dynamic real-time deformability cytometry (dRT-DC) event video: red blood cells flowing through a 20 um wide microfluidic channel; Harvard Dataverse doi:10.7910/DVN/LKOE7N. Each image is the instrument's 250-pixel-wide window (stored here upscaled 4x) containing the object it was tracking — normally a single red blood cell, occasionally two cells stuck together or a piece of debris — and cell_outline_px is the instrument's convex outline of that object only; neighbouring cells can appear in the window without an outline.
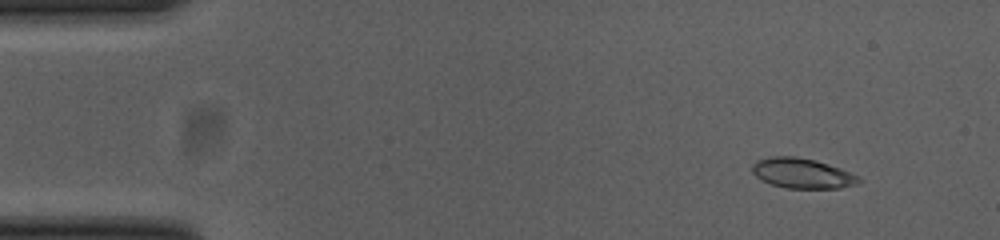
{"species": "common noctule bat (a hibernating species)", "species_latin": "Nyctalus noctula", "temperature_condition": "cold", "stored_images_in_passage": 51, "camera_frame_rate_fps": 3000, "um_per_image_px": 0.085, "animal": {"sex": "female", "body_mass_g": 23.0, "forearm_length_mm": 53.4}, "frame": {"image": 1, "passage_image": 1, "time_ms": 0.0, "image_size_px": [1000, 240], "cell_outline_px": [[864, 180], [856, 184], [840, 188], [784, 188], [772, 184], [756, 176], [752, 172], [752, 164], [756, 160], [768, 156], [796, 156], [816, 160], [840, 168], [860, 176]], "centroid_in_image_um": [68.21, 14.72], "position_along_channel_um": 16.8, "area_um2": 18.84}}
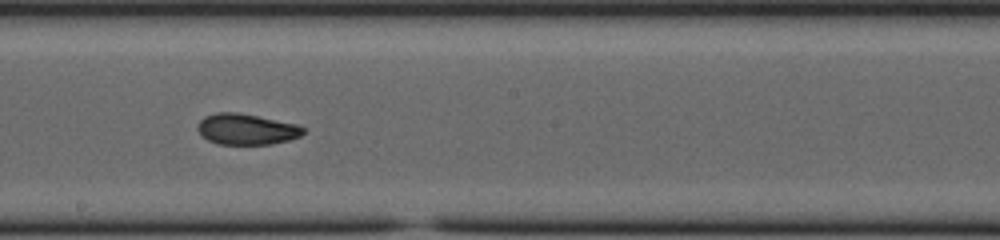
{"frame": {"image": 2, "passage_image": 26, "time_ms": 8.333, "image_size_px": [1000, 240], "cell_outline_px": [[308, 128], [300, 136], [288, 140], [272, 144], [216, 144], [208, 140], [196, 128], [196, 124], [204, 116], [216, 112], [236, 112], [296, 124]], "centroid_in_image_um": [20.94, 10.98], "position_along_channel_um": 227.3, "area_um2": 19.02}}
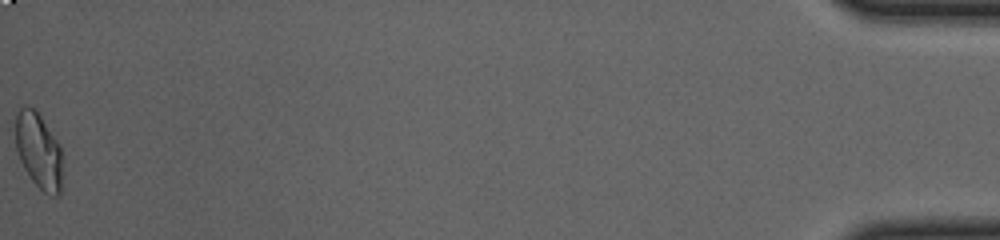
{"frame": {"image": 3, "passage_image": 51, "time_ms": 16.667, "image_size_px": [1000, 240], "cell_outline_px": [[60, 196], [48, 196], [32, 180], [24, 168], [20, 160], [16, 148], [16, 116], [20, 108], [28, 104], [40, 116], [60, 144]], "centroid_in_image_um": [3.27, 12.82], "position_along_channel_um": 431.9, "area_um2": 20.29}, "authors_computed_cell_mechanics": {"area_um2": 19.5364, "velocity_mm_per_s": 3.7064, "shape_relaxation_time_tau1_ms": null, "shape_relaxation_time_tau2_ms": 1.9287, "deformation_change_tau1": null, "deformation_change_tau2": 0.063}}